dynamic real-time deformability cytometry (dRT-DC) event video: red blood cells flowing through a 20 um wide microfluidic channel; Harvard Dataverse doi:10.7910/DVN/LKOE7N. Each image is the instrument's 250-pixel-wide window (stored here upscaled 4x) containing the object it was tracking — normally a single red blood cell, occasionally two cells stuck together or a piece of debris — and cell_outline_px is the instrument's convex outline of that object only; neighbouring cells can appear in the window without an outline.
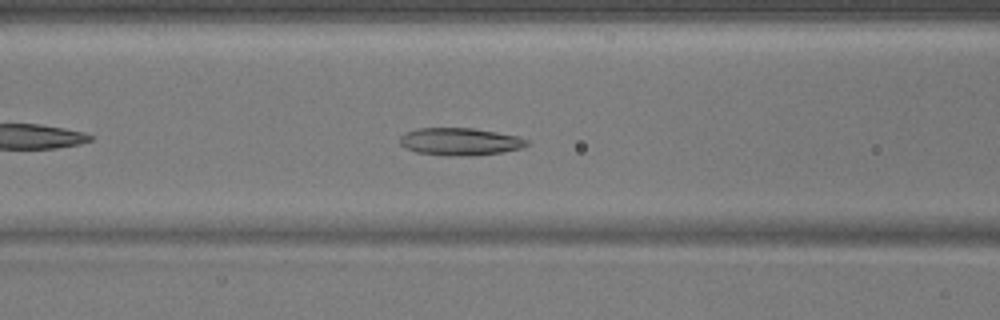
{"species": "common noctule bat (a hibernating species)", "species_latin": "Nyctalus noctula", "temperature_condition": "warm", "stored_images_in_passage": 39, "camera_frame_rate_fps": 3000, "um_per_image_px": 0.085, "animal": {"sex": "male", "body_mass_g": 17.9}, "frame": {"image": 1, "passage_image": 9, "time_ms": 2.667, "image_size_px": [1000, 320], "cell_outline_px": [[532, 144], [520, 148], [504, 152], [472, 156], [448, 156], [416, 152], [400, 144], [400, 136], [404, 132], [416, 128], [472, 128], [520, 136], [528, 140]], "centroid_in_image_um": [39.13, 12.04], "position_along_channel_um": 127.5, "area_um2": 20.58}}
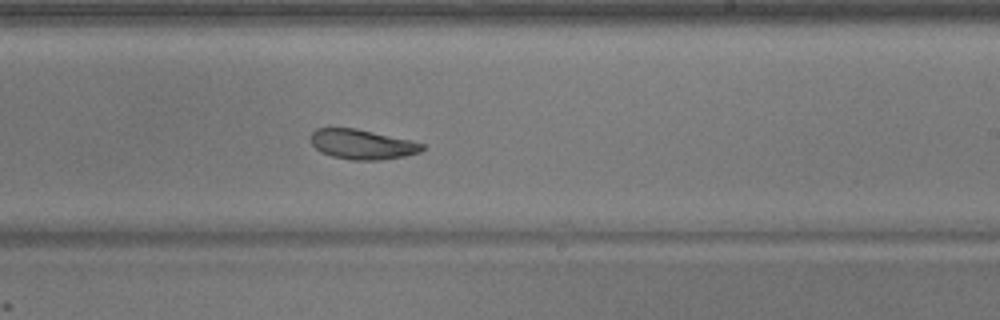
{"frame": {"image": 2, "passage_image": 19, "time_ms": 6.0, "image_size_px": [1000, 320], "cell_outline_px": [[424, 148], [420, 152], [404, 156], [380, 160], [352, 160], [332, 156], [320, 152], [312, 144], [312, 132], [316, 128], [356, 128], [408, 140], [424, 144]], "centroid_in_image_um": [30.77, 12.27], "position_along_channel_um": 258.2, "area_um2": 19.13}}
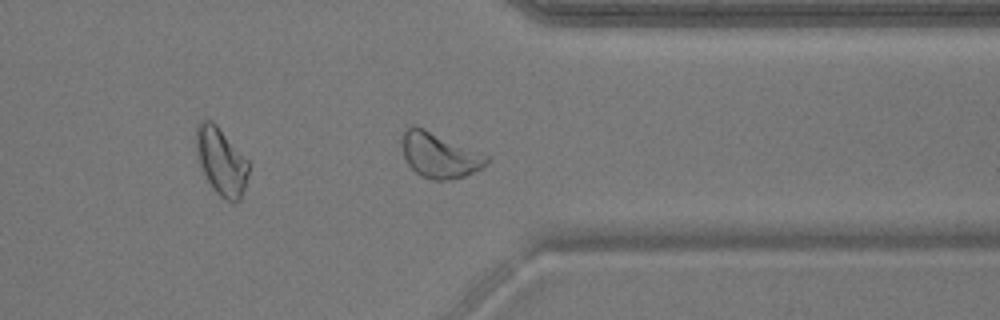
{"frame": {"image": 3, "passage_image": 28, "time_ms": 9.0, "image_size_px": [1000, 320], "cell_outline_px": [[488, 160], [480, 168], [464, 176], [448, 180], [432, 180], [420, 176], [408, 164], [404, 156], [400, 144], [400, 140], [404, 132], [408, 128], [416, 124], [488, 156]], "centroid_in_image_um": [37.28, 13.18], "position_along_channel_um": 374.1, "area_um2": 22.08}}